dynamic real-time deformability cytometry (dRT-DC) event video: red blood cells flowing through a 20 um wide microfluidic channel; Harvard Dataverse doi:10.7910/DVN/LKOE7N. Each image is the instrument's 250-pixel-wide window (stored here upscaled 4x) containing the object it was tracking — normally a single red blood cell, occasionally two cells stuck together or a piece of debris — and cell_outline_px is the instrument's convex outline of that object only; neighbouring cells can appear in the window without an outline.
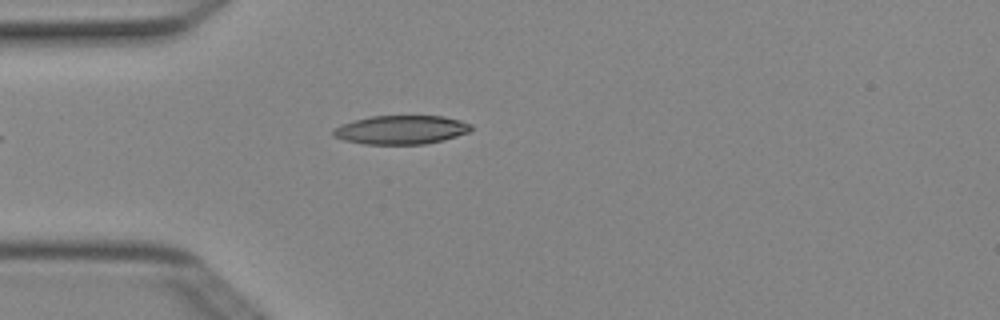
{"species": "Egyptian fruit bat (a non-hibernating species)", "species_latin": "Rousettus aegyptiacus", "temperature_condition": "cold", "stored_images_in_passage": 1, "camera_frame_rate_fps": 3000, "um_per_image_px": 0.085, "animal": {"sex": "female"}, "frame": {"image": 1, "passage_image": 1, "time_ms": 0.0, "image_size_px": [1000, 320], "cell_outline_px": [[472, 128], [468, 132], [444, 140], [424, 144], [364, 144], [344, 140], [332, 136], [332, 132], [340, 124], [372, 116], [444, 116], [460, 120], [472, 124]], "centroid_in_image_um": [34.1, 11.03], "position_along_channel_um": 50.9, "area_um2": 23.06}}